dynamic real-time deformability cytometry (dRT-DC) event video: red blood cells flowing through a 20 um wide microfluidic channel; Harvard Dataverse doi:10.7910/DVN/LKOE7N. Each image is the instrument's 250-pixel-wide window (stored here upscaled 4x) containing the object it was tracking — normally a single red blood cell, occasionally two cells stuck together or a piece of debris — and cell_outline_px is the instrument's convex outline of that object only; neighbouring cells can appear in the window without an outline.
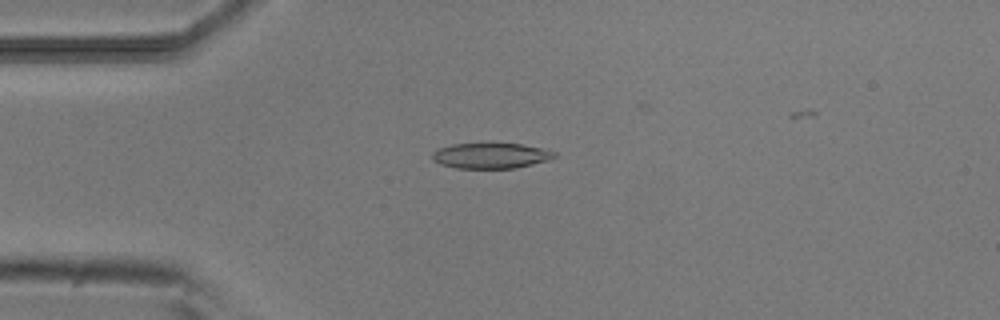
{"species": "common noctule bat (a hibernating species)", "species_latin": "Nyctalus noctula", "temperature_condition": "room temperature", "stored_images_in_passage": 8, "camera_frame_rate_fps": 3000, "um_per_image_px": 0.085, "animal": {"sex": "male", "body_mass_g": 20.5, "forearm_length_mm": 52.5}, "frame": {"image": 1, "passage_image": 3, "time_ms": 0.667, "image_size_px": [1000, 320], "cell_outline_px": [[556, 156], [548, 160], [516, 168], [456, 168], [440, 164], [432, 160], [432, 152], [436, 148], [452, 144], [520, 144], [540, 148], [556, 152]], "centroid_in_image_um": [41.66, 13.24], "position_along_channel_um": 43.3, "area_um2": 18.03}}
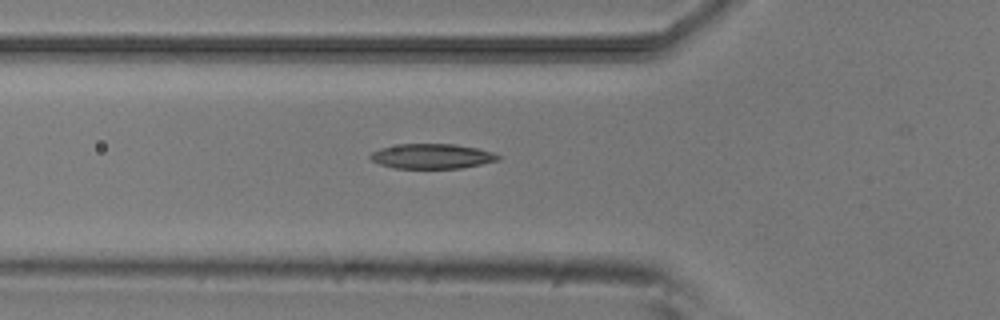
{"frame": {"image": 2, "passage_image": 8, "time_ms": 2.333, "image_size_px": [1000, 320], "cell_outline_px": [[500, 160], [460, 168], [396, 168], [380, 164], [372, 160], [368, 156], [372, 152], [380, 148], [400, 144], [456, 144], [476, 148], [492, 152], [500, 156]], "centroid_in_image_um": [36.71, 13.27], "position_along_channel_um": 89.1, "area_um2": 18.38}}